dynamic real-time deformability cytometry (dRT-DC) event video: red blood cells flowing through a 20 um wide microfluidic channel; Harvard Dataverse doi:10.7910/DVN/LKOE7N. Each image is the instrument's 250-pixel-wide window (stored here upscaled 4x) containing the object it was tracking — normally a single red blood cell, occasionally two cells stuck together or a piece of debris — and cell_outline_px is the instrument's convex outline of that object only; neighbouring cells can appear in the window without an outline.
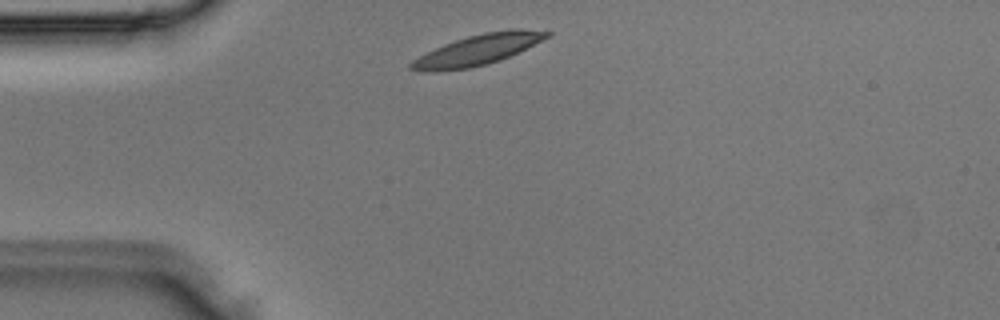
{"species": "Egyptian fruit bat (a non-hibernating species)", "species_latin": "Rousettus aegyptiacus", "temperature_condition": "room temperature", "stored_images_in_passage": 1, "camera_frame_rate_fps": 3000, "um_per_image_px": 0.085, "animal": {"sex": "male"}, "frame": {"image": 1, "passage_image": 1, "time_ms": 0.0, "image_size_px": [1000, 320], "cell_outline_px": [[552, 36], [500, 60], [472, 68], [436, 72], [428, 72], [408, 68], [408, 64], [412, 60], [444, 44], [468, 36], [484, 32], [512, 28], [516, 28], [552, 32]], "centroid_in_image_um": [40.62, 4.24], "position_along_channel_um": 44.4, "area_um2": 24.1}}